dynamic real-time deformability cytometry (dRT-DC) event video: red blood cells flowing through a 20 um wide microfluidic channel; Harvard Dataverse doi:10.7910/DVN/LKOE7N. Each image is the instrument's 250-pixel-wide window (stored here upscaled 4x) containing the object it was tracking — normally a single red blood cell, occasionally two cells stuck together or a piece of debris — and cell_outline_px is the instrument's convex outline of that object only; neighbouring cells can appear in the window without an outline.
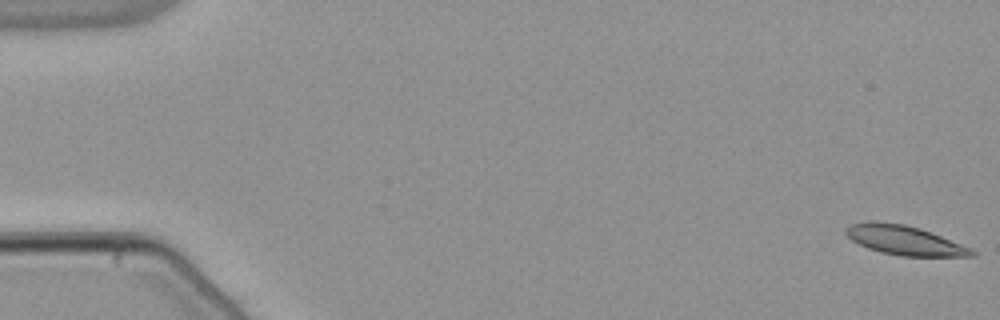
{"species": "common noctule bat (a hibernating species)", "species_latin": "Nyctalus noctula", "temperature_condition": "warm", "stored_images_in_passage": 55, "camera_frame_rate_fps": 3000, "um_per_image_px": 0.085, "animal": {"sex": "male", "body_mass_g": 21.5, "forearm_length_mm": 52.0}, "frame": {"image": 1, "passage_image": 1, "time_ms": 0.0, "image_size_px": [1000, 320], "cell_outline_px": [[976, 256], [900, 256], [880, 252], [868, 248], [852, 240], [844, 232], [844, 228], [848, 224], [868, 220], [876, 220], [904, 224], [920, 228], [972, 248], [976, 252]], "centroid_in_image_um": [76.84, 20.4], "position_along_channel_um": 8.2, "area_um2": 21.79}}
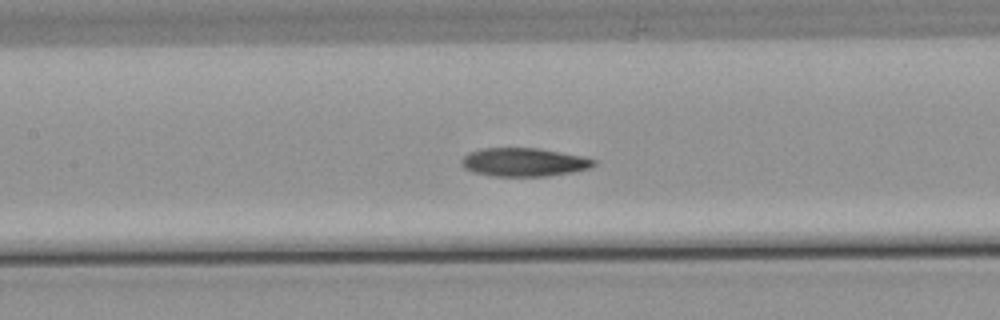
{"frame": {"image": 2, "passage_image": 26, "time_ms": 8.333, "image_size_px": [1000, 320], "cell_outline_px": [[596, 164], [592, 168], [572, 172], [544, 176], [492, 176], [472, 172], [464, 168], [460, 164], [460, 160], [468, 152], [480, 148], [536, 148], [584, 156], [596, 160]], "centroid_in_image_um": [44.51, 13.78], "position_along_channel_um": 162.9, "area_um2": 22.14}}
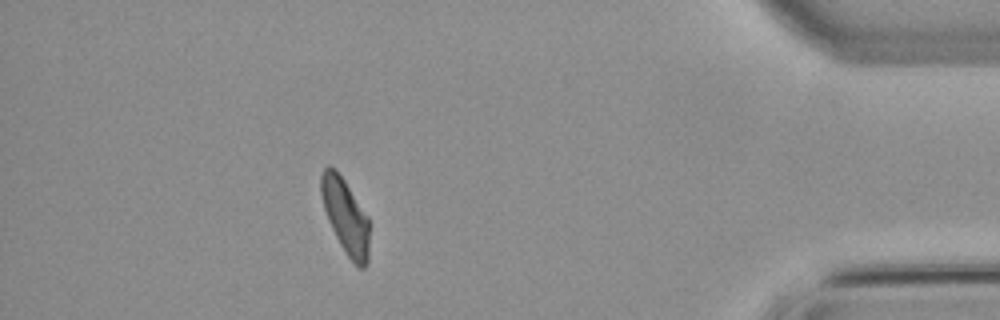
{"frame": {"image": 3, "passage_image": 49, "time_ms": 16.0, "image_size_px": [1000, 320], "cell_outline_px": [[368, 264], [364, 268], [356, 268], [340, 244], [328, 220], [324, 208], [320, 192], [320, 176], [324, 168], [328, 164], [336, 168], [368, 216]], "centroid_in_image_um": [29.35, 18.37], "position_along_channel_um": 405.8, "area_um2": 21.1}, "authors_computed_cell_mechanics": {"area_um2": 22.1952, "velocity_mm_per_s": 3.7977, "shape_relaxation_time_tau1_ms": null, "shape_relaxation_time_tau2_ms": 3.7151, "deformation_change_tau1": null, "deformation_change_tau2": 0.0933}}